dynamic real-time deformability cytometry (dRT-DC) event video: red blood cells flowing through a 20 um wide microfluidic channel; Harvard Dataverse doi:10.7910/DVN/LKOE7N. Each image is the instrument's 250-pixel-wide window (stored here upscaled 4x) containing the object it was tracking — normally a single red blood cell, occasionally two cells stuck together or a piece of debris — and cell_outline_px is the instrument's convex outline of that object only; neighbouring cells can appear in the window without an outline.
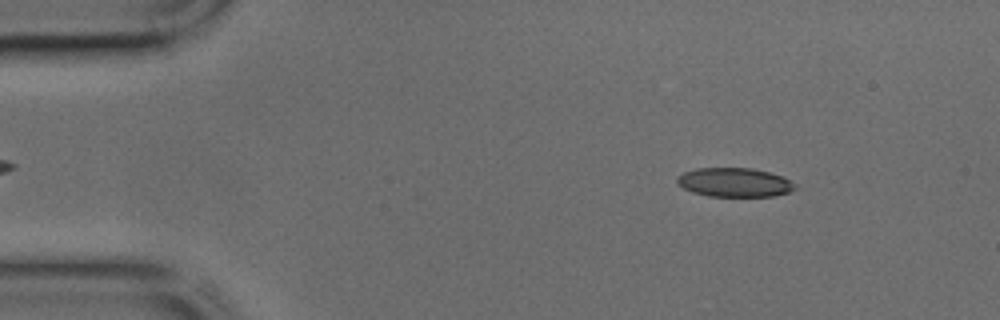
{"species": "common noctule bat (a hibernating species)", "species_latin": "Nyctalus noctula", "temperature_condition": "cold", "stored_images_in_passage": 44, "camera_frame_rate_fps": 3000, "um_per_image_px": 0.085, "animal": {"sex": "male", "body_mass_g": 17.9, "forearm_length_mm": 54.2}, "frame": {"image": 1, "passage_image": 5, "time_ms": 1.333, "image_size_px": [1000, 320], "cell_outline_px": [[796, 188], [788, 192], [772, 196], [708, 196], [692, 192], [684, 188], [676, 180], [676, 176], [684, 172], [696, 168], [752, 168], [784, 176]], "centroid_in_image_um": [62.39, 15.49], "position_along_channel_um": 22.6, "area_um2": 19.77}}
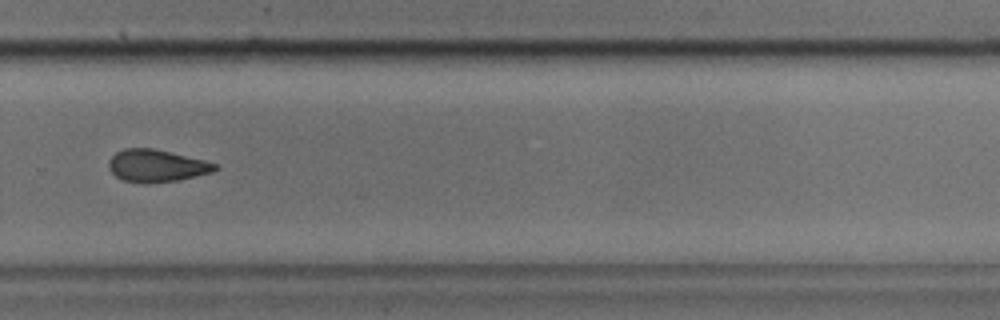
{"frame": {"image": 2, "passage_image": 29, "time_ms": 9.333, "image_size_px": [1000, 320], "cell_outline_px": [[220, 168], [212, 172], [180, 180], [148, 184], [144, 184], [124, 180], [116, 176], [108, 168], [108, 160], [116, 152], [124, 148], [152, 148], [204, 160], [220, 164]], "centroid_in_image_um": [13.32, 14.1], "position_along_channel_um": 316.5, "area_um2": 20.23}}
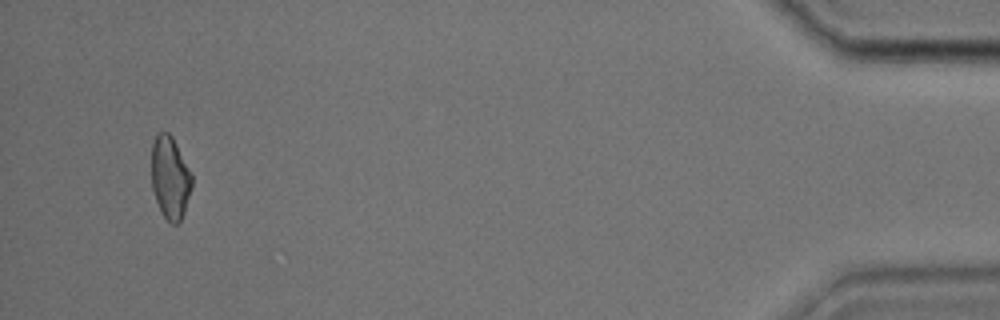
{"frame": {"image": 3, "passage_image": 41, "time_ms": 13.333, "image_size_px": [1000, 320], "cell_outline_px": [[192, 188], [184, 212], [180, 220], [176, 224], [172, 224], [160, 212], [152, 188], [152, 144], [156, 136], [160, 132], [168, 132], [172, 136], [192, 176]], "centroid_in_image_um": [14.45, 15.12], "position_along_channel_um": 420.7, "area_um2": 19.19}}